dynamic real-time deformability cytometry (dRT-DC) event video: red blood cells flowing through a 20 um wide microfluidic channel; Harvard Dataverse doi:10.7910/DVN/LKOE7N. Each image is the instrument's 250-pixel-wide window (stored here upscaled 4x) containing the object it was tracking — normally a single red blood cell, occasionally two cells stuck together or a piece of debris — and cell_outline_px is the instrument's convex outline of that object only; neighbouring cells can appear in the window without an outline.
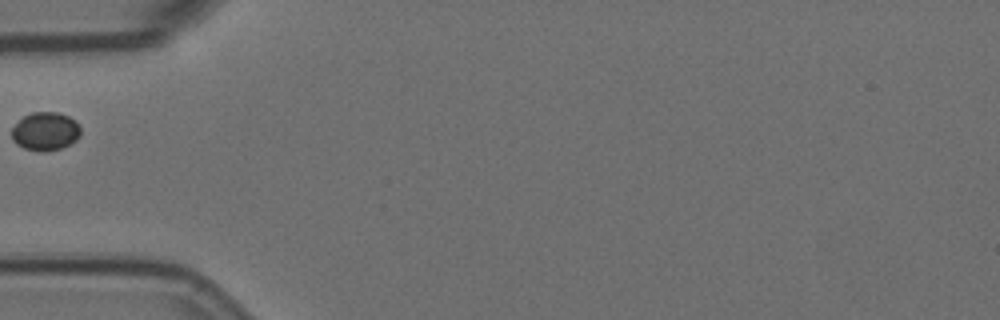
{"species": "Egyptian fruit bat (a non-hibernating species)", "species_latin": "Rousettus aegyptiacus", "temperature_condition": "room temperature", "stored_images_in_passage": 7, "camera_frame_rate_fps": 3000, "um_per_image_px": 0.085, "animal": {"sex": "female"}, "frame": {"image": 1, "passage_image": 4, "time_ms": 1.0, "image_size_px": [1000, 320], "cell_outline_px": [[80, 136], [76, 140], [60, 148], [44, 152], [40, 152], [24, 148], [16, 144], [12, 140], [12, 128], [24, 116], [32, 112], [60, 112], [76, 120], [80, 124]], "centroid_in_image_um": [3.87, 11.16], "position_along_channel_um": 81.1, "area_um2": 15.49}}
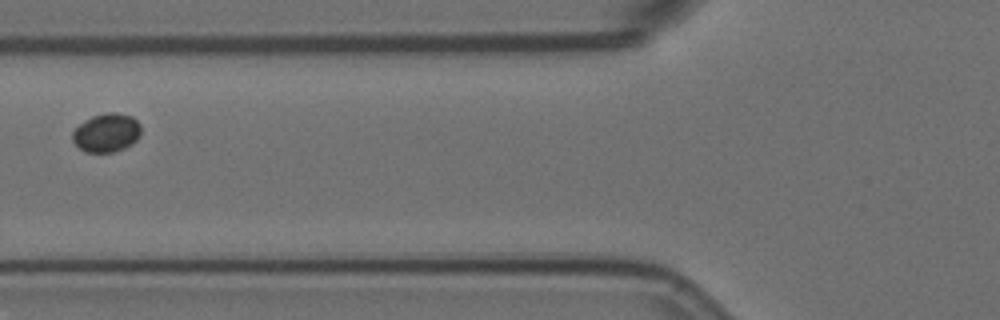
{"frame": {"image": 2, "passage_image": 5, "time_ms": 1.333, "image_size_px": [1000, 320], "cell_outline_px": [[140, 136], [132, 144], [124, 148], [112, 152], [84, 152], [72, 140], [72, 132], [84, 120], [92, 116], [108, 112], [116, 112], [132, 116], [140, 124]], "centroid_in_image_um": [9.06, 11.28], "position_along_channel_um": 116.7, "area_um2": 15.43}}
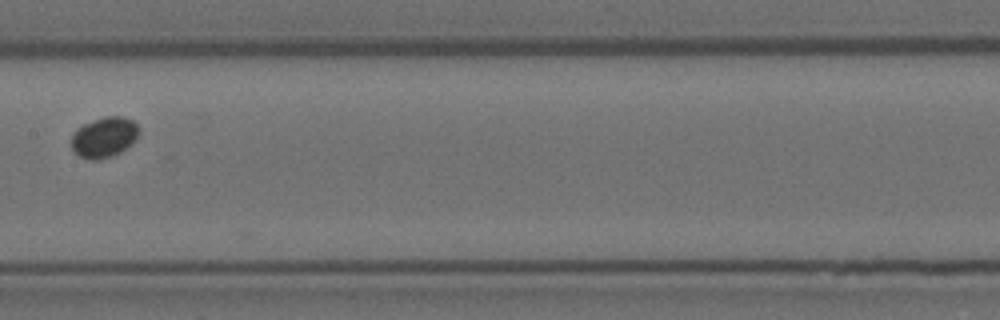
{"frame": {"image": 3, "passage_image": 7, "time_ms": 2.0, "image_size_px": [1000, 320], "cell_outline_px": [[140, 132], [136, 140], [120, 152], [112, 156], [96, 160], [92, 160], [80, 156], [72, 148], [72, 136], [76, 128], [84, 124], [104, 116], [120, 116], [132, 120], [140, 128]], "centroid_in_image_um": [8.88, 11.65], "position_along_channel_um": 198.5, "area_um2": 15.84}}